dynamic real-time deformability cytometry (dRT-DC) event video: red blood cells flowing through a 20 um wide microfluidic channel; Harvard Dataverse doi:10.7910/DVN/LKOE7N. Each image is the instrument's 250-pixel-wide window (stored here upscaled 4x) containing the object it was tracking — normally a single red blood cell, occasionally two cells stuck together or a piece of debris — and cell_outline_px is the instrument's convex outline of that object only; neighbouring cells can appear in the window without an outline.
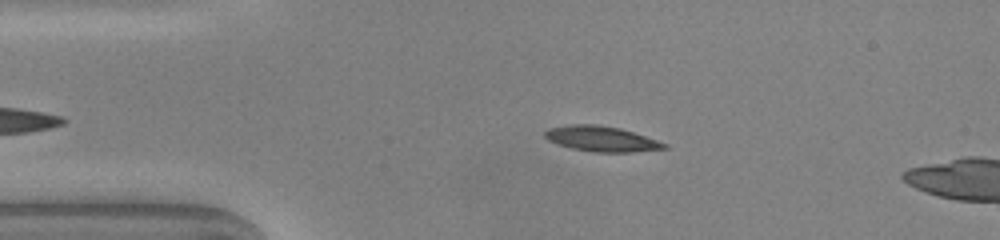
{"species": "common noctule bat (a hibernating species)", "species_latin": "Nyctalus noctula", "temperature_condition": "warm", "stored_images_in_passage": 38, "camera_frame_rate_fps": 3000, "um_per_image_px": 0.085, "animal": {"sex": "male", "body_mass_g": 20.0, "forearm_length_mm": 53.3}, "frame": {"image": 1, "passage_image": 4, "time_ms": 1.0, "image_size_px": [1000, 240], "cell_outline_px": [[668, 148], [628, 152], [592, 152], [572, 148], [556, 144], [548, 140], [544, 136], [544, 132], [548, 128], [568, 124], [600, 124], [620, 128], [668, 144]], "centroid_in_image_um": [51.07, 11.79], "position_along_channel_um": 33.9, "area_um2": 17.63}}
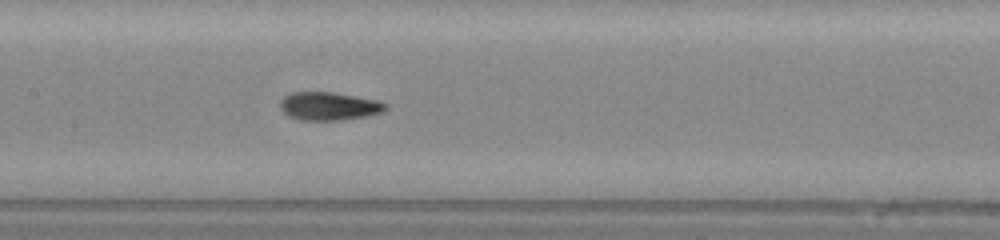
{"frame": {"image": 2, "passage_image": 17, "time_ms": 5.333, "image_size_px": [1000, 240], "cell_outline_px": [[388, 108], [380, 112], [364, 116], [340, 120], [300, 120], [288, 116], [280, 108], [280, 100], [284, 96], [292, 92], [332, 92], [376, 100], [388, 104]], "centroid_in_image_um": [27.92, 9.02], "position_along_channel_um": 179.5, "area_um2": 17.17}}
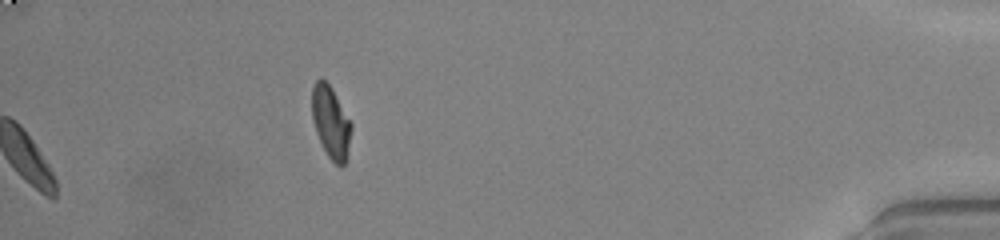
{"frame": {"image": 3, "passage_image": 38, "time_ms": 12.333, "image_size_px": [1000, 240], "cell_outline_px": [[352, 128], [344, 164], [340, 168], [328, 156], [316, 132], [312, 120], [312, 88], [316, 80], [320, 76], [332, 88], [352, 124]], "centroid_in_image_um": [28.1, 10.35], "position_along_channel_um": 407.1, "area_um2": 16.3}, "authors_computed_cell_mechanics": {"area_um2": 17.2244, "velocity_mm_per_s": 4.1044, "shape_relaxation_time_tau1_ms": 3.9567, "shape_relaxation_time_tau2_ms": 0.9016, "deformation_change_tau1": 0.1946, "deformation_change_tau2": 0.0619}}